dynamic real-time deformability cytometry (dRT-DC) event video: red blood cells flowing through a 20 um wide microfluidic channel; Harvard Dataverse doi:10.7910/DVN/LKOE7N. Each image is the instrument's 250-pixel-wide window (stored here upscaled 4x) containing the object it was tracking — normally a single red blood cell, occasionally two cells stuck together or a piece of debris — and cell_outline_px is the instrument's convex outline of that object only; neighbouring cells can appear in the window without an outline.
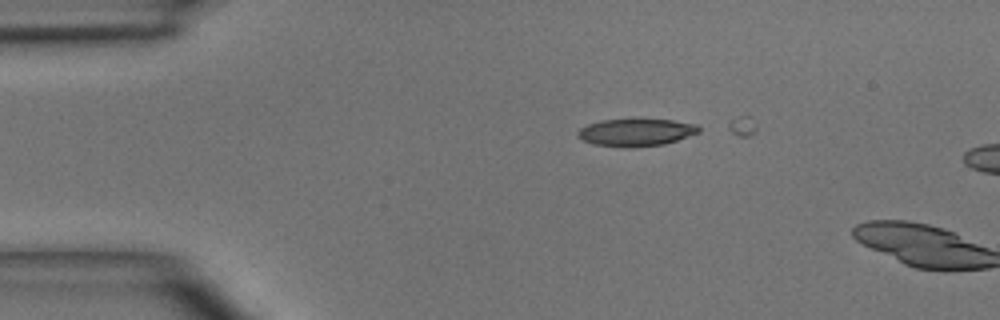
{"species": "common noctule bat (a hibernating species)", "species_latin": "Nyctalus noctula", "temperature_condition": "room temperature", "stored_images_in_passage": 3, "camera_frame_rate_fps": 3000, "um_per_image_px": 0.085, "animal": {"sex": "male", "body_mass_g": 15.6}, "frame": {"image": 1, "passage_image": 2, "time_ms": 2.0, "image_size_px": [1000, 320], "cell_outline_px": [[700, 132], [664, 144], [628, 148], [624, 148], [596, 144], [584, 140], [576, 136], [576, 132], [580, 128], [588, 124], [604, 120], [672, 120], [696, 124], [700, 128]], "centroid_in_image_um": [54.05, 11.26], "position_along_channel_um": 30.9, "area_um2": 19.07}}